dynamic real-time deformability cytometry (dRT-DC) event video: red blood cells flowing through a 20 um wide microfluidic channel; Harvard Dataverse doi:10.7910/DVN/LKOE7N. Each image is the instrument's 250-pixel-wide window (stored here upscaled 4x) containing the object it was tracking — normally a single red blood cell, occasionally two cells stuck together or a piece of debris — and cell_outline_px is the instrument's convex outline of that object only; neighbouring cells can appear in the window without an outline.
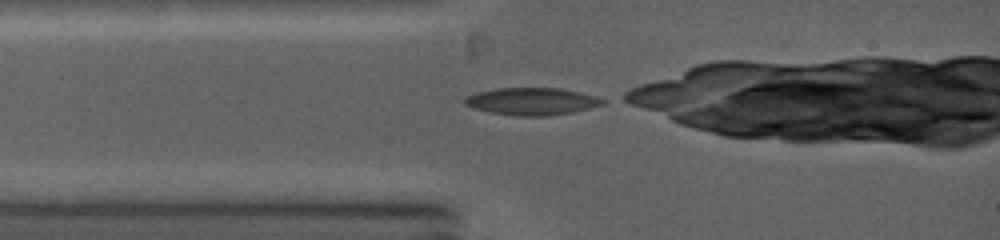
{"species": "common noctule bat (a hibernating species)", "species_latin": "Nyctalus noctula", "temperature_condition": "warm", "stored_images_in_passage": 42, "camera_frame_rate_fps": 5000, "um_per_image_px": 0.085, "animal": {"sex": "female", "body_mass_g": 19.0, "forearm_length_mm": 53.3}, "frame": {"image": 1, "passage_image": 1, "time_ms": 0.0, "image_size_px": [1000, 240], "cell_outline_px": [[604, 104], [572, 112], [548, 116], [516, 116], [488, 112], [464, 104], [464, 100], [468, 96], [476, 92], [496, 88], [560, 88], [580, 92], [596, 96], [604, 100]], "centroid_in_image_um": [45.2, 8.61], "position_along_channel_um": 39.8, "area_um2": 21.85}}
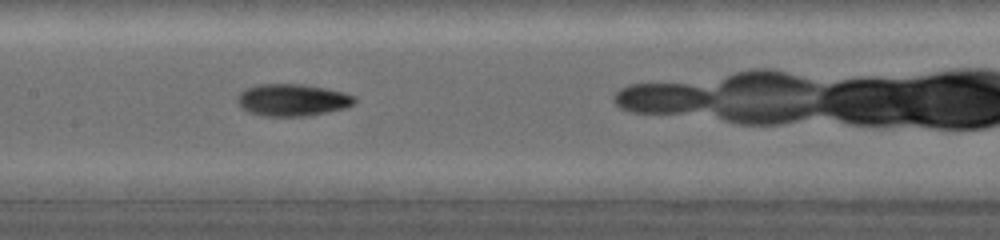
{"frame": {"image": 2, "passage_image": 17, "time_ms": 3.4, "image_size_px": [1000, 240], "cell_outline_px": [[356, 100], [352, 104], [344, 108], [328, 112], [308, 116], [264, 116], [248, 112], [240, 108], [236, 100], [236, 96], [244, 88], [256, 84], [304, 84], [344, 92], [356, 96]], "centroid_in_image_um": [24.8, 8.49], "position_along_channel_um": 182.6, "area_um2": 22.2}}
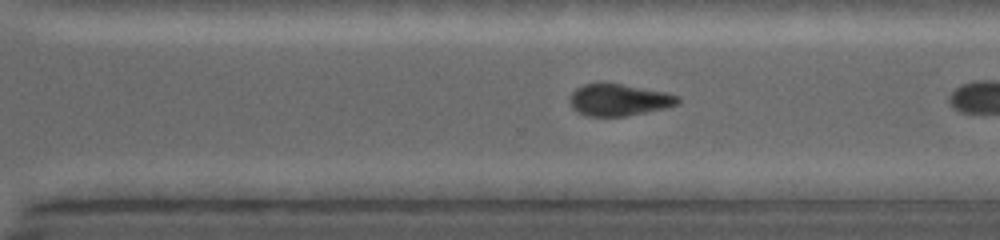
{"frame": {"image": 3, "passage_image": 32, "time_ms": 6.6, "image_size_px": [1000, 240], "cell_outline_px": [[680, 100], [676, 104], [664, 108], [624, 116], [584, 116], [572, 108], [572, 92], [576, 88], [584, 84], [620, 84], [668, 92], [680, 96]], "centroid_in_image_um": [52.63, 8.49], "position_along_channel_um": 318.0, "area_um2": 19.65}, "authors_computed_cell_mechanics": {"area_um2": 21.0103, "velocity_mm_per_s": 4.2364, "shape_relaxation_time_tau1_ms": 2.5533, "shape_relaxation_time_tau2_ms": 6.8245, "deformation_change_tau1": 0.1133, "deformation_change_tau2": 0.1538}}